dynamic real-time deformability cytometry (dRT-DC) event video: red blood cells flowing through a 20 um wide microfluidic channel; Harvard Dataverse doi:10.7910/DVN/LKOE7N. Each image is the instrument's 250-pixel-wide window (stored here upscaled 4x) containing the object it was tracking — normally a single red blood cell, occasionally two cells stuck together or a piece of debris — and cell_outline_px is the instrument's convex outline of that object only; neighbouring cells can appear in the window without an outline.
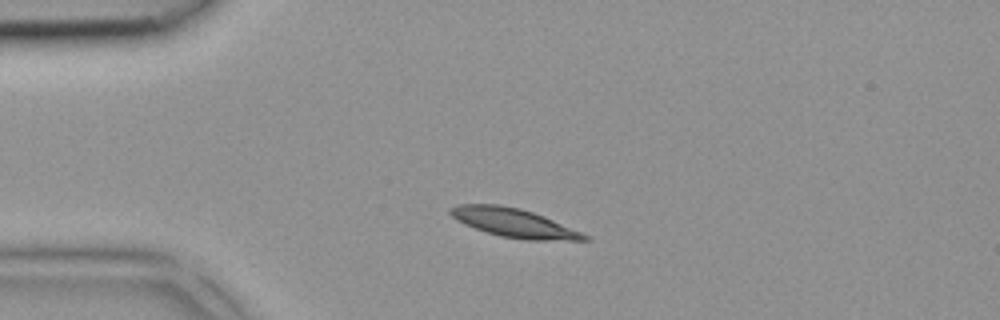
{"species": "common noctule bat (a hibernating species)", "species_latin": "Nyctalus noctula", "temperature_condition": "room temperature", "stored_images_in_passage": 2, "camera_frame_rate_fps": 3000, "um_per_image_px": 0.085, "animal": {"sex": "female", "body_mass_g": 18.4}, "frame": {"image": 1, "passage_image": 1, "time_ms": 0.0, "image_size_px": [1000, 320], "cell_outline_px": [[592, 240], [524, 240], [500, 236], [464, 224], [456, 220], [448, 212], [448, 208], [460, 204], [500, 204], [520, 208], [544, 216], [580, 232], [588, 236]], "centroid_in_image_um": [43.64, 18.93], "position_along_channel_um": 41.4, "area_um2": 22.31}}